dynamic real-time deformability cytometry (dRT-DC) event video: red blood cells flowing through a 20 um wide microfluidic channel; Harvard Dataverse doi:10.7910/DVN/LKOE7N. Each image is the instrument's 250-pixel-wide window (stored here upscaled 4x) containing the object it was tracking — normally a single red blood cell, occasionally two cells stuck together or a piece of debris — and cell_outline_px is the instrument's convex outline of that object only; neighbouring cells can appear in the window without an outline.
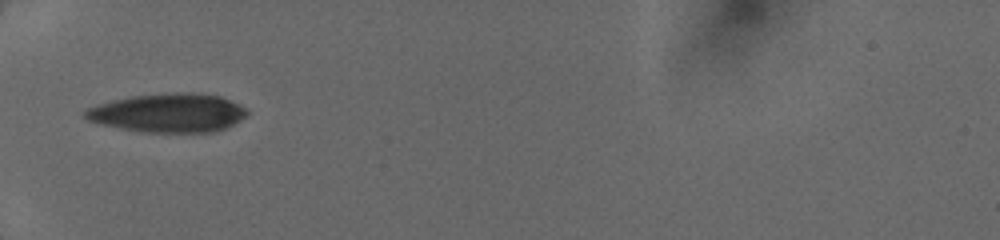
{"species": "human", "species_latin": "Homo sapiens", "temperature_condition": "cold", "stored_images_in_passage": 12, "camera_frame_rate_fps": 3000, "um_per_image_px": 0.085, "donor": {"sex": "female"}, "frame": {"image": 1, "passage_image": 1, "time_ms": 0.0, "image_size_px": [1000, 240], "cell_outline_px": [[248, 112], [240, 120], [216, 132], [144, 132], [104, 124], [88, 120], [84, 116], [84, 112], [88, 108], [100, 104], [132, 96], [176, 92], [192, 92], [220, 96], [248, 108]], "centroid_in_image_um": [14.36, 9.59], "position_along_channel_um": 70.6, "area_um2": 36.07}}
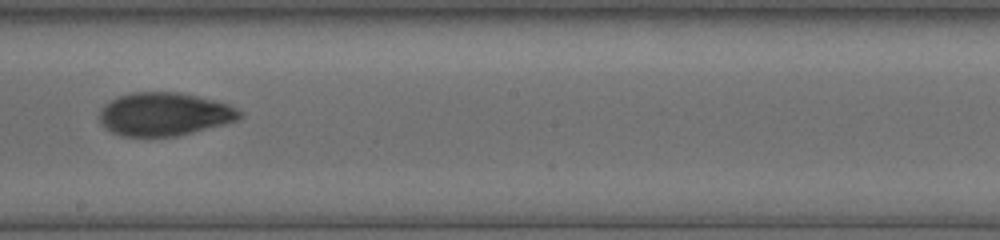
{"frame": {"image": 2, "passage_image": 6, "time_ms": 4.0, "image_size_px": [1000, 240], "cell_outline_px": [[244, 116], [236, 120], [224, 124], [176, 136], [120, 136], [104, 128], [100, 124], [100, 108], [104, 104], [116, 96], [132, 92], [180, 92], [228, 104], [244, 112]], "centroid_in_image_um": [13.93, 9.7], "position_along_channel_um": 234.3, "area_um2": 35.43}}
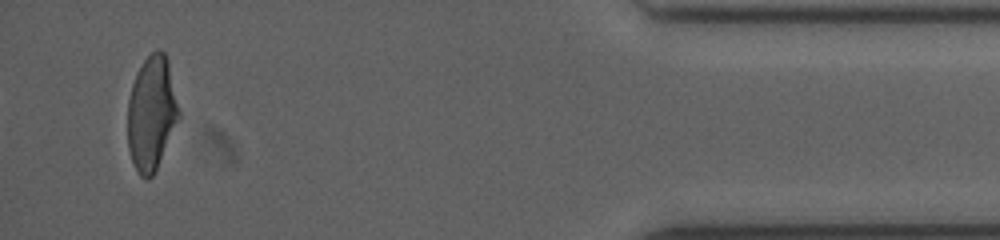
{"frame": {"image": 3, "passage_image": 12, "time_ms": 9.667, "image_size_px": [1000, 240], "cell_outline_px": [[180, 120], [152, 176], [148, 180], [140, 176], [132, 160], [128, 148], [128, 100], [132, 84], [136, 72], [144, 60], [156, 48], [160, 48], [164, 52], [168, 60], [180, 112]], "centroid_in_image_um": [12.89, 9.6], "position_along_channel_um": 422.3, "area_um2": 34.22}}